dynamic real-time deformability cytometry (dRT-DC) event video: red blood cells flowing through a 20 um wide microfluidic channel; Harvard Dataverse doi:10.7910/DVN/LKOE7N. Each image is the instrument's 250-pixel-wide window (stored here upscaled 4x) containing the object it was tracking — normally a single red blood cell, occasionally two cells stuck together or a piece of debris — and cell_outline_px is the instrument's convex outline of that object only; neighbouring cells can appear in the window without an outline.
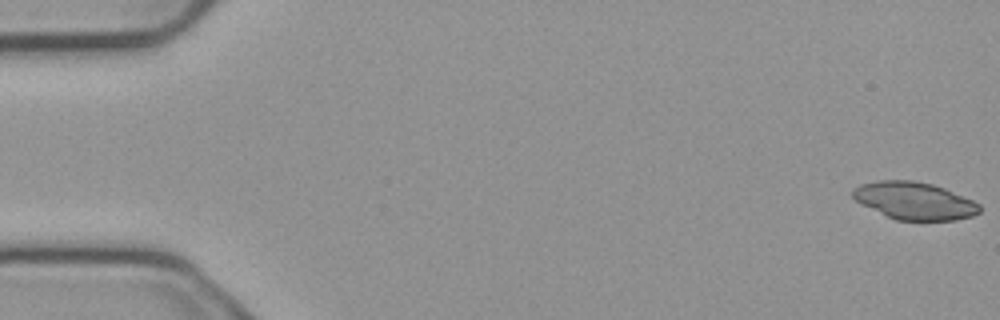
{"species": "common noctule bat (a hibernating species)", "species_latin": "Nyctalus noctula", "temperature_condition": "cold", "stored_images_in_passage": 5, "camera_frame_rate_fps": 3000, "um_per_image_px": 0.085, "animal": {"sex": "male", "body_mass_g": 23.1, "forearm_length_mm": 52.7}, "frame": {"image": 1, "passage_image": 1, "time_ms": 0.0, "image_size_px": [1000, 320], "cell_outline_px": [[980, 212], [972, 216], [956, 220], [896, 220], [856, 200], [852, 196], [852, 188], [860, 184], [880, 180], [912, 180], [932, 184], [944, 188], [972, 200], [980, 204]], "centroid_in_image_um": [77.74, 17.06], "position_along_channel_um": 7.3, "area_um2": 27.34}}